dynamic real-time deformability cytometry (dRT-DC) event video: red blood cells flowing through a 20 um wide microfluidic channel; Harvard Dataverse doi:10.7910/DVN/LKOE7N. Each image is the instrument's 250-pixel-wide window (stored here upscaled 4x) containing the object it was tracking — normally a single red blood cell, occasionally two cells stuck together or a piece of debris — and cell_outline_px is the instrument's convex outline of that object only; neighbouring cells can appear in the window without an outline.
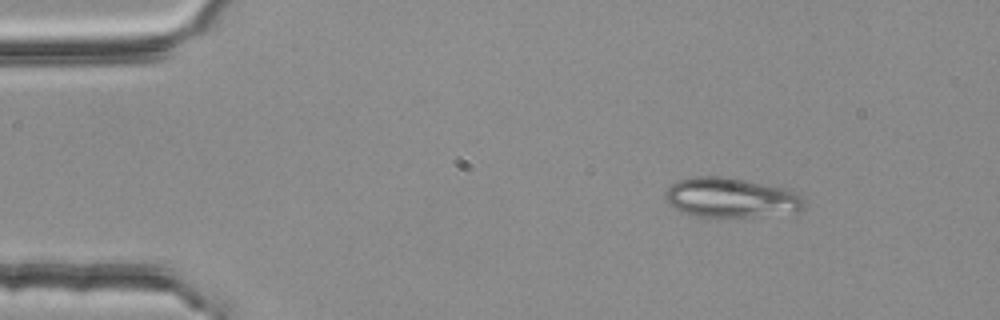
{"species": "common noctule bat (a hibernating species)", "species_latin": "Nyctalus noctula", "temperature_condition": "room temperature", "stored_images_in_passage": 2, "camera_frame_rate_fps": 3000, "um_per_image_px": 0.085, "animal": {"sex": "female", "body_mass_g": 25.1}, "frame": {"image": 1, "passage_image": 1, "time_ms": 0.0, "image_size_px": [1000, 320], "cell_outline_px": [[804, 208], [800, 212], [752, 216], [692, 216], [680, 212], [672, 208], [664, 200], [664, 192], [672, 184], [680, 180], [692, 176], [724, 176], [788, 188], [804, 196]], "centroid_in_image_um": [62.12, 16.79], "position_along_channel_um": 22.9, "area_um2": 32.54}}